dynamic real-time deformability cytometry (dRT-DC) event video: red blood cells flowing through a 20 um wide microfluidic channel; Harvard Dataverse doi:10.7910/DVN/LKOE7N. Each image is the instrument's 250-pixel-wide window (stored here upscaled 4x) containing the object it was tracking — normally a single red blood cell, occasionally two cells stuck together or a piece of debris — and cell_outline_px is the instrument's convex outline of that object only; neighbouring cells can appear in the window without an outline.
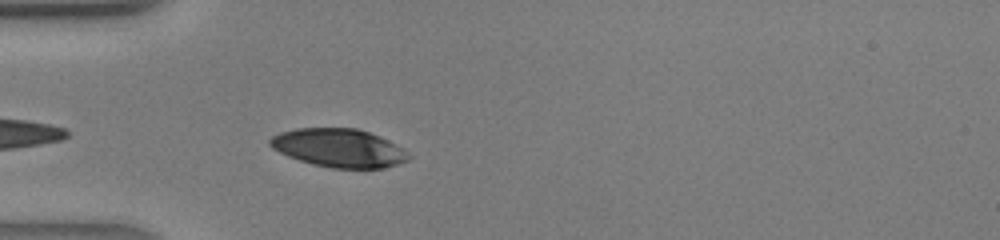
{"species": "human", "species_latin": "Homo sapiens", "temperature_condition": "warm", "stored_images_in_passage": 28, "camera_frame_rate_fps": 3000, "um_per_image_px": 0.085, "donor": {"sex": "male"}, "frame": {"image": 1, "passage_image": 2, "time_ms": 0.333, "image_size_px": [1000, 240], "cell_outline_px": [[412, 156], [408, 160], [384, 168], [332, 168], [312, 164], [288, 156], [272, 148], [268, 144], [268, 140], [272, 136], [280, 132], [296, 128], [356, 128], [368, 132], [388, 140], [404, 148]], "centroid_in_image_um": [28.8, 12.57], "position_along_channel_um": 56.2, "area_um2": 31.04}}
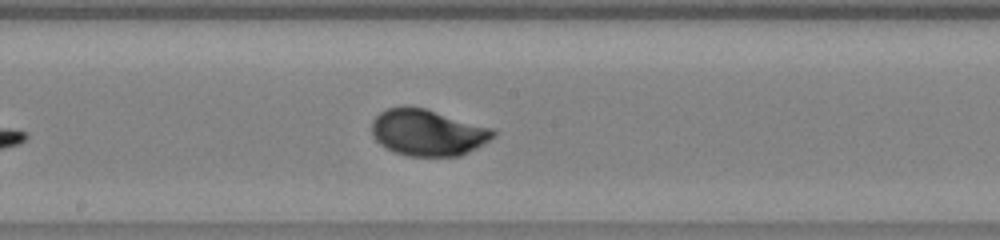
{"frame": {"image": 2, "passage_image": 12, "time_ms": 3.667, "image_size_px": [1000, 240], "cell_outline_px": [[496, 136], [476, 148], [460, 156], [408, 156], [396, 152], [380, 144], [372, 136], [372, 120], [380, 112], [388, 108], [424, 108], [492, 128], [496, 132]], "centroid_in_image_um": [36.36, 11.29], "position_along_channel_um": 211.8, "area_um2": 32.37}}
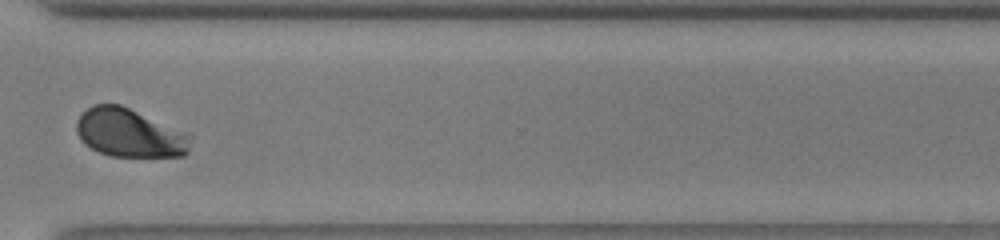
{"frame": {"image": 3, "passage_image": 21, "time_ms": 6.667, "image_size_px": [1000, 240], "cell_outline_px": [[192, 136], [188, 152], [184, 156], [108, 156], [84, 144], [80, 140], [76, 132], [76, 120], [92, 104], [120, 104], [188, 132]], "centroid_in_image_um": [11.02, 11.3], "position_along_channel_um": 359.6, "area_um2": 32.48}}